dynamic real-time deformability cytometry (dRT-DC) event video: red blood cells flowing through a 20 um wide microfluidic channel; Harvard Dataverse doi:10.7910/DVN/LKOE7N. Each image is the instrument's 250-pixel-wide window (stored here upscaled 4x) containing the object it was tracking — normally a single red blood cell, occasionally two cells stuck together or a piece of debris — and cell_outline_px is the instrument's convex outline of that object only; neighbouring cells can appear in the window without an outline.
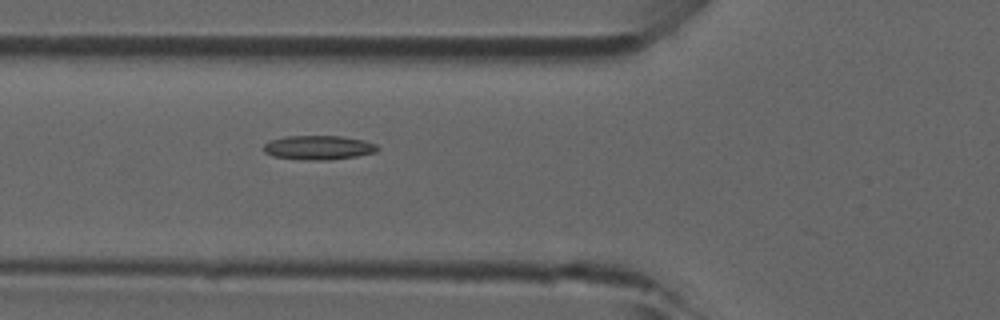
{"species": "common noctule bat (a hibernating species)", "species_latin": "Nyctalus noctula", "temperature_condition": "room temperature", "stored_images_in_passage": 20, "camera_frame_rate_fps": 3000, "um_per_image_px": 0.085, "animal": {"sex": "male", "forearm_length_mm": 52.5}, "frame": {"image": 1, "passage_image": 11, "time_ms": 3.333, "image_size_px": [1000, 320], "cell_outline_px": [[380, 148], [376, 152], [356, 156], [332, 160], [304, 160], [272, 156], [264, 152], [264, 144], [272, 140], [288, 136], [340, 136], [364, 140], [376, 144]], "centroid_in_image_um": [27.1, 12.55], "position_along_channel_um": 98.7, "area_um2": 16.07}}
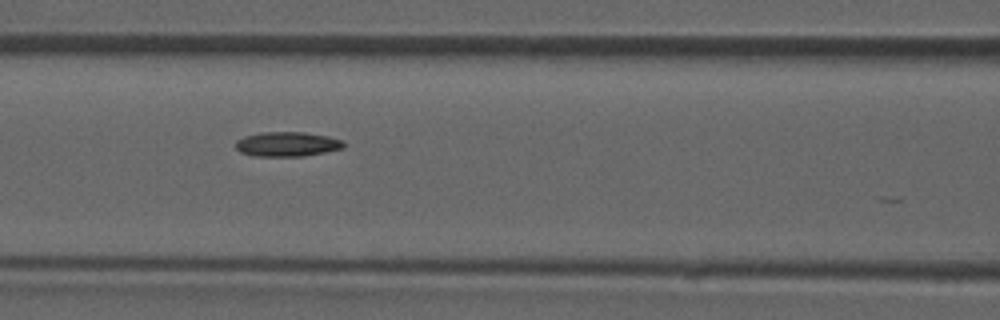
{"frame": {"image": 2, "passage_image": 14, "time_ms": 4.333, "image_size_px": [1000, 320], "cell_outline_px": [[344, 148], [304, 156], [252, 156], [240, 152], [236, 148], [236, 140], [244, 136], [260, 132], [304, 132], [328, 136], [344, 140]], "centroid_in_image_um": [24.4, 12.25], "position_along_channel_um": 142.2, "area_um2": 15.61}}